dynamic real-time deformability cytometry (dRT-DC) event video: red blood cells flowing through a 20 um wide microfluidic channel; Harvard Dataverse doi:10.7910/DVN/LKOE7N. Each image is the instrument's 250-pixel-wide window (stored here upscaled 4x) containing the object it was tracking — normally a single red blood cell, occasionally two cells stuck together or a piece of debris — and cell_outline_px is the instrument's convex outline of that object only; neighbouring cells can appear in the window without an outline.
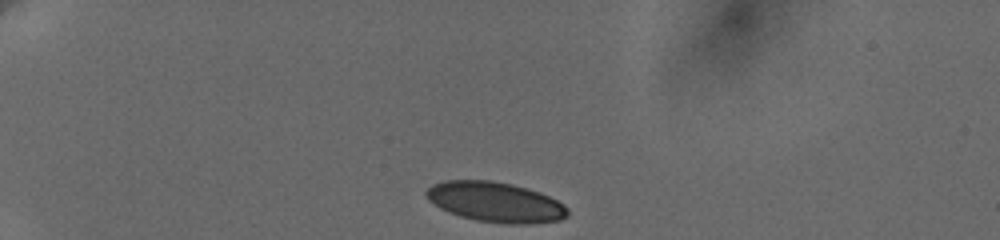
{"species": "human", "species_latin": "Homo sapiens", "temperature_condition": "cold", "stored_images_in_passage": 15, "camera_frame_rate_fps": 3000, "um_per_image_px": 0.085, "donor": {"sex": "female"}, "frame": {"image": 1, "passage_image": 1, "time_ms": 0.0, "image_size_px": [1000, 240], "cell_outline_px": [[568, 216], [560, 220], [528, 224], [504, 224], [476, 220], [460, 216], [448, 212], [440, 208], [428, 200], [424, 192], [432, 184], [444, 180], [488, 180], [512, 184], [540, 192], [564, 204], [568, 208]], "centroid_in_image_um": [42.1, 17.18], "position_along_channel_um": 42.9, "area_um2": 33.18}}
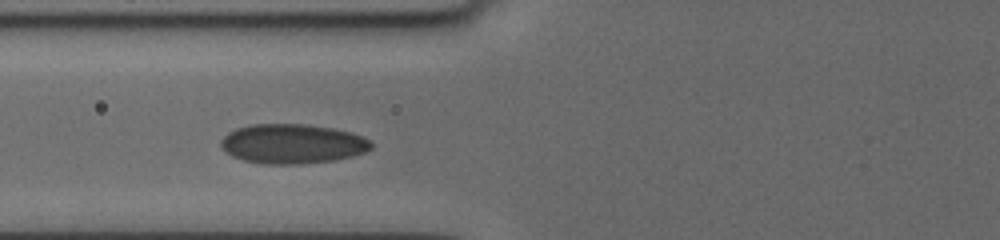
{"frame": {"image": 2, "passage_image": 9, "time_ms": 3.333, "image_size_px": [1000, 240], "cell_outline_px": [[372, 148], [364, 152], [352, 156], [332, 160], [300, 164], [260, 164], [240, 160], [224, 152], [220, 144], [220, 140], [228, 132], [236, 128], [252, 124], [304, 124], [332, 128], [352, 132], [364, 136], [372, 144]], "centroid_in_image_um": [24.81, 12.22], "position_along_channel_um": 101.0, "area_um2": 34.91}}
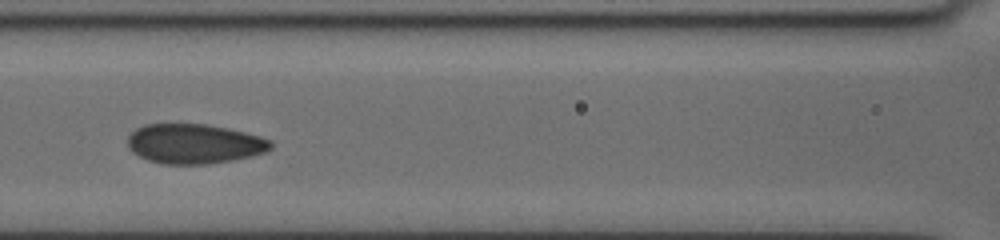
{"frame": {"image": 3, "passage_image": 13, "time_ms": 4.667, "image_size_px": [1000, 240], "cell_outline_px": [[272, 148], [268, 152], [252, 156], [232, 160], [208, 164], [160, 164], [148, 160], [132, 152], [128, 148], [128, 136], [136, 128], [144, 124], [204, 124], [228, 128], [260, 136], [272, 140]], "centroid_in_image_um": [16.53, 12.22], "position_along_channel_um": 150.1, "area_um2": 33.35}}